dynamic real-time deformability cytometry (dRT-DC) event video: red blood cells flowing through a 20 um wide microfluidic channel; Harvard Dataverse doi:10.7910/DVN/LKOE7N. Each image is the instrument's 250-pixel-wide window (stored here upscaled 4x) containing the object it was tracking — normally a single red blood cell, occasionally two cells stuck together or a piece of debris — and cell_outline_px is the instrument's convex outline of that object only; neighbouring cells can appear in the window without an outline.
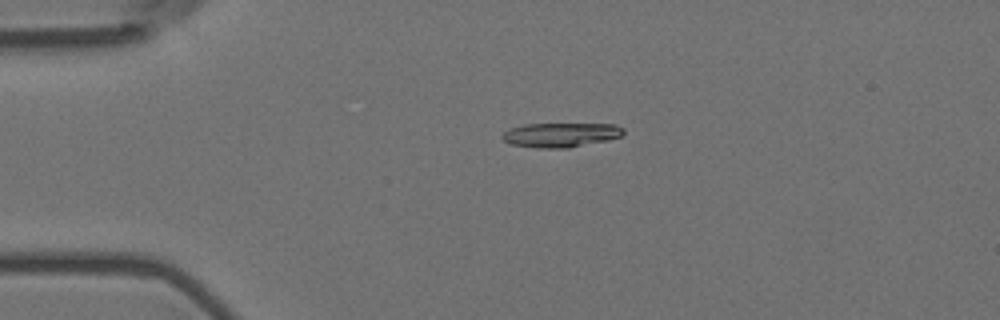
{"species": "Egyptian fruit bat (a non-hibernating species)", "species_latin": "Rousettus aegyptiacus", "temperature_condition": "room temperature", "stored_images_in_passage": 45, "camera_frame_rate_fps": 3000, "um_per_image_px": 0.085, "animal": {"sex": "female"}, "frame": {"image": 1, "passage_image": 2, "time_ms": 0.333, "image_size_px": [1000, 320], "cell_outline_px": [[624, 132], [620, 136], [608, 140], [568, 148], [536, 148], [512, 144], [504, 140], [500, 136], [504, 132], [512, 128], [524, 124], [612, 124], [624, 128]], "centroid_in_image_um": [47.66, 11.47], "position_along_channel_um": 37.3, "area_um2": 17.11}}
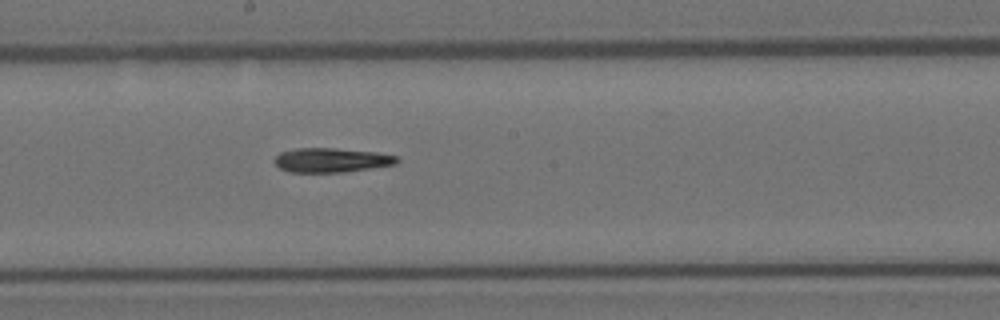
{"frame": {"image": 2, "passage_image": 20, "time_ms": 6.333, "image_size_px": [1000, 320], "cell_outline_px": [[400, 160], [396, 164], [372, 168], [344, 172], [288, 172], [280, 168], [272, 160], [280, 152], [296, 148], [332, 148], [376, 152], [396, 156]], "centroid_in_image_um": [28.15, 13.61], "position_along_channel_um": 220.1, "area_um2": 17.4}}
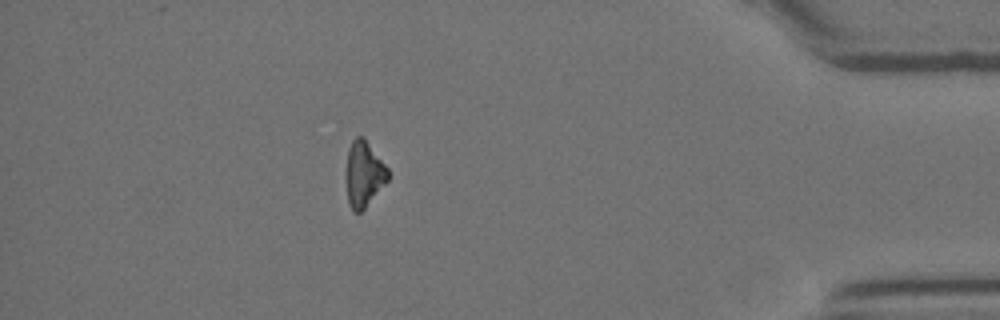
{"frame": {"image": 3, "passage_image": 39, "time_ms": 12.667, "image_size_px": [1000, 320], "cell_outline_px": [[388, 180], [364, 208], [360, 212], [352, 212], [348, 204], [348, 148], [352, 140], [356, 136], [364, 136], [388, 168]], "centroid_in_image_um": [30.95, 14.76], "position_along_channel_um": 404.2, "area_um2": 15.61}}